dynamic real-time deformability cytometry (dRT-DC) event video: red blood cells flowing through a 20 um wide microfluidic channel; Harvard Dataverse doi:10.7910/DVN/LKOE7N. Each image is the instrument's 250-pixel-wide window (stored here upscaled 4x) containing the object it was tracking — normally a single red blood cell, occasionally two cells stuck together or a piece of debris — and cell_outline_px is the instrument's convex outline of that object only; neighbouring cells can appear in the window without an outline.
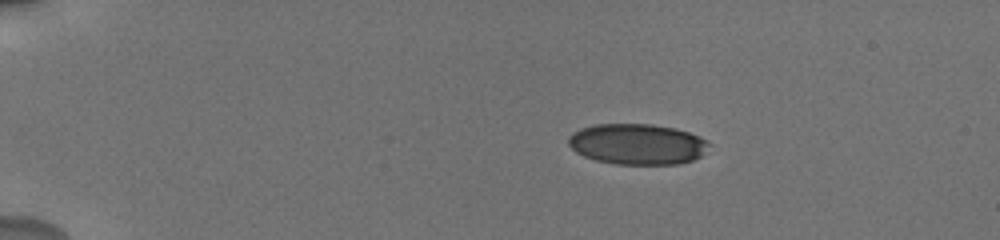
{"species": "human", "species_latin": "Homo sapiens", "temperature_condition": "cold", "stored_images_in_passage": 3, "camera_frame_rate_fps": 3000, "um_per_image_px": 0.085, "donor": {"sex": "male"}, "frame": {"image": 1, "passage_image": 1, "time_ms": 0.0, "image_size_px": [1000, 240], "cell_outline_px": [[712, 144], [700, 156], [692, 160], [680, 164], [616, 164], [596, 160], [584, 156], [576, 152], [568, 144], [568, 136], [572, 132], [580, 128], [596, 124], [652, 124], [676, 128], [700, 136], [708, 140]], "centroid_in_image_um": [54.18, 12.24], "position_along_channel_um": 30.8, "area_um2": 33.64}}